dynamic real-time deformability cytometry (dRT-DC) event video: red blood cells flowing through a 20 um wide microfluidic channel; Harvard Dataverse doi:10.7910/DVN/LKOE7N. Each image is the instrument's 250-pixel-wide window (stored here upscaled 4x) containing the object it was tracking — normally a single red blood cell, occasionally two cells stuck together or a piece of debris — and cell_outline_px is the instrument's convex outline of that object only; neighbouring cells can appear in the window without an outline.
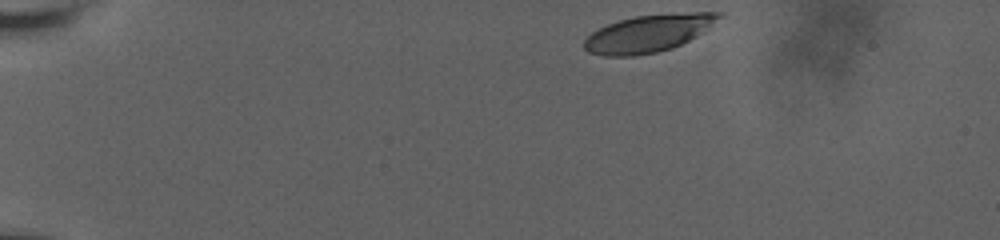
{"species": "human", "species_latin": "Homo sapiens", "temperature_condition": "room temperature", "stored_images_in_passage": 32, "camera_frame_rate_fps": 3000, "um_per_image_px": 0.085, "donor": {"sex": "male"}, "frame": {"image": 1, "passage_image": 1, "time_ms": 0.0, "image_size_px": [1000, 240], "cell_outline_px": [[724, 16], [696, 36], [672, 48], [656, 52], [636, 56], [604, 56], [588, 52], [584, 48], [584, 40], [592, 32], [608, 24], [620, 20], [636, 16], [692, 12], [724, 12]], "centroid_in_image_um": [55.12, 2.84], "position_along_channel_um": 29.9, "area_um2": 29.02}}
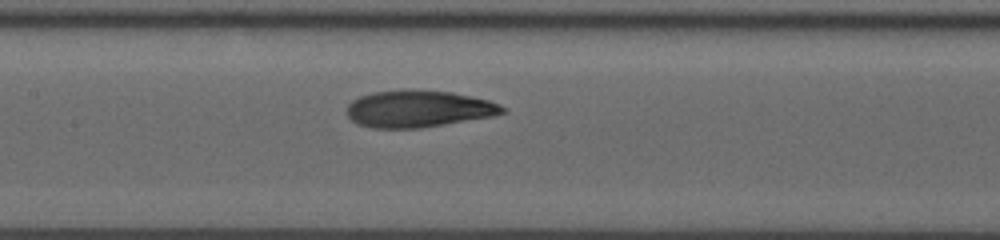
{"frame": {"image": 2, "passage_image": 18, "time_ms": 6.667, "image_size_px": [1000, 240], "cell_outline_px": [[504, 112], [492, 116], [420, 128], [372, 128], [356, 124], [348, 116], [348, 104], [352, 100], [360, 96], [372, 92], [452, 92], [488, 100], [500, 104], [504, 108]], "centroid_in_image_um": [35.54, 9.29], "position_along_channel_um": 171.9, "area_um2": 32.43}}
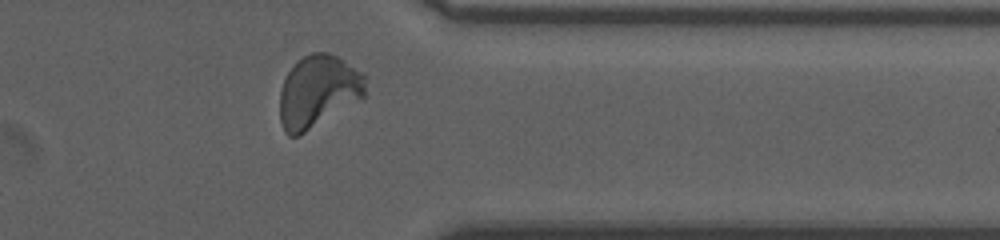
{"frame": {"image": 3, "passage_image": 31, "time_ms": 12.667, "image_size_px": [1000, 240], "cell_outline_px": [[368, 76], [364, 96], [300, 136], [288, 136], [284, 132], [280, 120], [280, 92], [284, 80], [288, 72], [296, 60], [312, 52], [328, 52], [336, 56], [364, 72]], "centroid_in_image_um": [27.04, 7.75], "position_along_channel_um": 384.4, "area_um2": 36.24}, "authors_computed_cell_mechanics": {"area_um2": 32.9171, "velocity_mm_per_s": 3.6186, "shape_relaxation_time_tau1_ms": 4.6292, "shape_relaxation_time_tau2_ms": 1.318, "deformation_change_tau1": 0.183, "deformation_change_tau2": 0.0757}}